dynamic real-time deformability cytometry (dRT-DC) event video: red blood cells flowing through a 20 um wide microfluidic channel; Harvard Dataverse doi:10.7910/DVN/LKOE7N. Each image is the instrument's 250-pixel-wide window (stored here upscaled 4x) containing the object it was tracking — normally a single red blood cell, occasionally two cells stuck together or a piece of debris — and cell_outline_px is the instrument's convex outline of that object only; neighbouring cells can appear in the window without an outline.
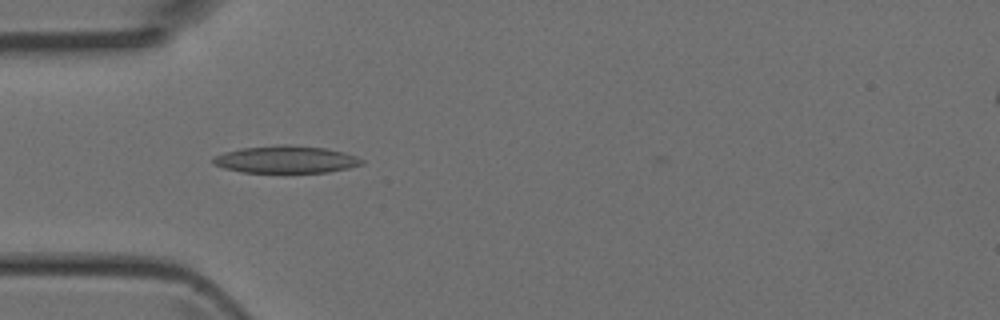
{"species": "Egyptian fruit bat (a non-hibernating species)", "species_latin": "Rousettus aegyptiacus", "temperature_condition": "room temperature", "stored_images_in_passage": 3, "camera_frame_rate_fps": 3000, "um_per_image_px": 0.085, "animal": {"sex": "female"}, "frame": {"image": 1, "passage_image": 2, "time_ms": 0.333, "image_size_px": [1000, 320], "cell_outline_px": [[364, 164], [348, 168], [328, 172], [240, 172], [224, 168], [212, 164], [212, 156], [224, 152], [240, 148], [276, 144], [288, 144], [324, 148], [344, 152], [356, 156], [364, 160]], "centroid_in_image_um": [24.27, 13.54], "position_along_channel_um": 60.7, "area_um2": 23.87}}
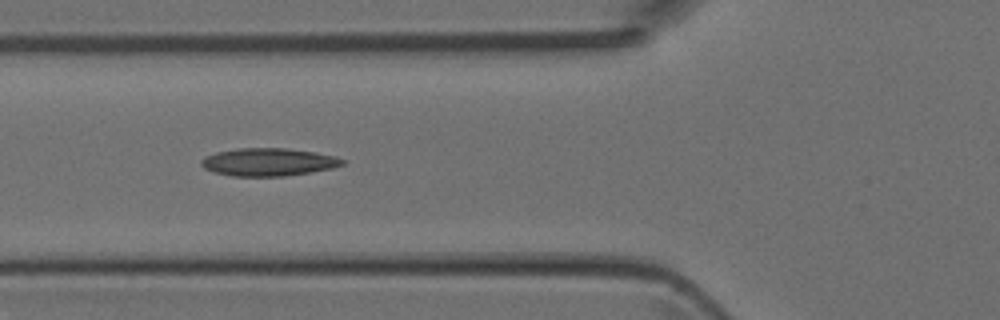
{"frame": {"image": 2, "passage_image": 3, "time_ms": 0.667, "image_size_px": [1000, 320], "cell_outline_px": [[344, 164], [332, 168], [284, 176], [232, 176], [216, 172], [204, 168], [200, 164], [200, 160], [204, 156], [216, 152], [240, 148], [284, 148], [316, 152], [332, 156], [344, 160]], "centroid_in_image_um": [22.77, 13.77], "position_along_channel_um": 103.0, "area_um2": 22.66}}